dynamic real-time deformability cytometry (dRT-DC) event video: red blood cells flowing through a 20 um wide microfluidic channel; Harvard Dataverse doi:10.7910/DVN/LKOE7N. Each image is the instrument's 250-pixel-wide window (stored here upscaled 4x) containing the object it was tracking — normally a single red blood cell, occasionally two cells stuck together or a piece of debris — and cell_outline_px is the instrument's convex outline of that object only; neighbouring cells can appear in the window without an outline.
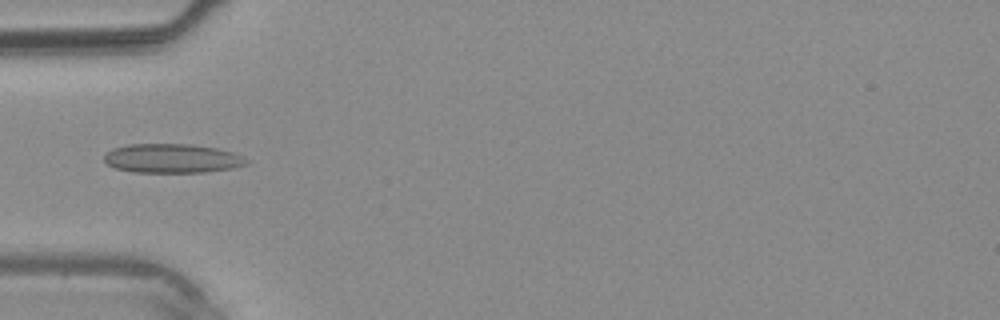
{"species": "common noctule bat (a hibernating species)", "species_latin": "Nyctalus noctula", "temperature_condition": "warm", "stored_images_in_passage": 36, "camera_frame_rate_fps": 3000, "um_per_image_px": 0.085, "animal": {"sex": "male", "body_mass_g": 20.4}, "frame": {"image": 1, "passage_image": 11, "time_ms": 3.333, "image_size_px": [1000, 320], "cell_outline_px": [[248, 164], [232, 168], [208, 172], [132, 172], [116, 168], [108, 164], [104, 160], [104, 152], [112, 148], [128, 144], [192, 144], [216, 148], [232, 152], [244, 156], [248, 160]], "centroid_in_image_um": [14.62, 13.46], "position_along_channel_um": 70.4, "area_um2": 24.33}}
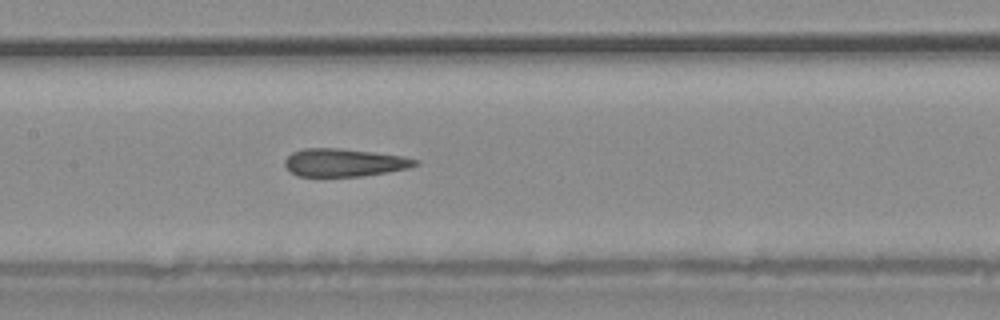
{"frame": {"image": 2, "passage_image": 17, "time_ms": 5.333, "image_size_px": [1000, 320], "cell_outline_px": [[420, 164], [408, 168], [364, 176], [296, 176], [284, 164], [284, 160], [292, 152], [304, 148], [340, 148], [404, 156], [420, 160]], "centroid_in_image_um": [29.28, 13.81], "position_along_channel_um": 178.1, "area_um2": 21.21}}
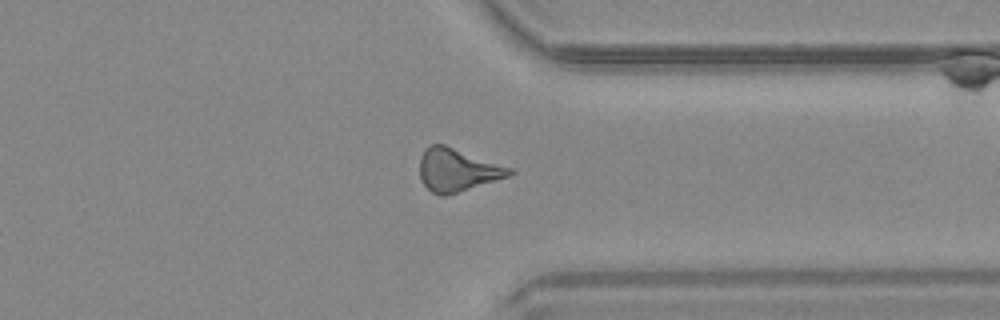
{"frame": {"image": 3, "passage_image": 28, "time_ms": 9.0, "image_size_px": [1000, 320], "cell_outline_px": [[516, 172], [508, 176], [444, 196], [440, 196], [432, 192], [420, 180], [420, 156], [424, 148], [432, 144], [444, 144], [512, 168]], "centroid_in_image_um": [38.84, 14.43], "position_along_channel_um": 372.6, "area_um2": 22.2}}